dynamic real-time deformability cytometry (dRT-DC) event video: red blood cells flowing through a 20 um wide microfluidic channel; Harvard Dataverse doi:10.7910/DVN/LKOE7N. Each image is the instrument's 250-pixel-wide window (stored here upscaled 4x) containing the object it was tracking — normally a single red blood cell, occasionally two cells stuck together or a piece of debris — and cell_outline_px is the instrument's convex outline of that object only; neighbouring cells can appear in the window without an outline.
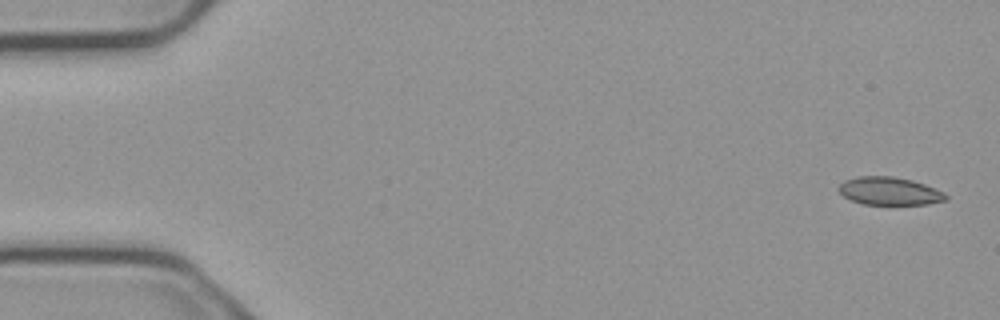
{"species": "common noctule bat (a hibernating species)", "species_latin": "Nyctalus noctula", "temperature_condition": "cold", "stored_images_in_passage": 4, "camera_frame_rate_fps": 3000, "um_per_image_px": 0.085, "animal": {"sex": "male", "body_mass_g": 23.1, "forearm_length_mm": 52.7}, "frame": {"image": 1, "passage_image": 1, "time_ms": 0.0, "image_size_px": [1000, 320], "cell_outline_px": [[948, 200], [928, 204], [864, 204], [852, 200], [844, 196], [836, 188], [844, 180], [856, 176], [892, 176], [912, 180], [924, 184], [944, 192], [948, 196]], "centroid_in_image_um": [75.6, 16.23], "position_along_channel_um": 9.4, "area_um2": 17.46}}
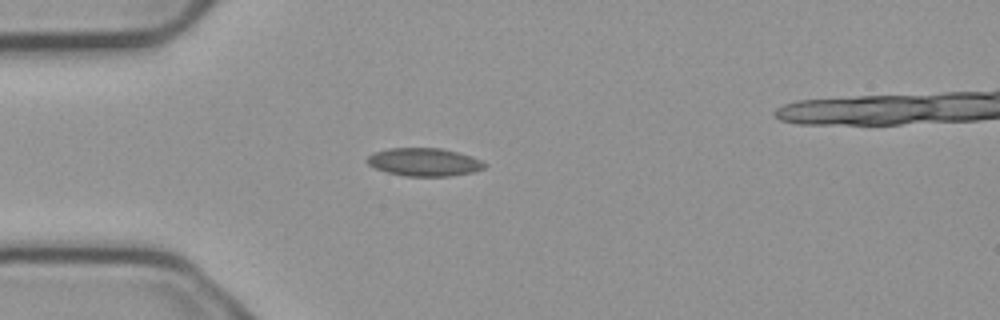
{"frame": {"image": 2, "passage_image": 4, "time_ms": 1.0, "image_size_px": [1000, 320], "cell_outline_px": [[488, 164], [484, 168], [472, 172], [452, 176], [404, 176], [388, 172], [376, 168], [368, 164], [368, 156], [376, 152], [388, 148], [440, 148], [472, 156]], "centroid_in_image_um": [36.09, 13.78], "position_along_channel_um": 48.9, "area_um2": 19.02}}